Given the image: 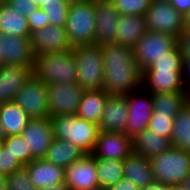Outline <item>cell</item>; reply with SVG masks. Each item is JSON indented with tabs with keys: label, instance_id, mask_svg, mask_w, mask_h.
I'll use <instances>...</instances> for the list:
<instances>
[{
	"label": "cell",
	"instance_id": "51",
	"mask_svg": "<svg viewBox=\"0 0 190 190\" xmlns=\"http://www.w3.org/2000/svg\"><path fill=\"white\" fill-rule=\"evenodd\" d=\"M5 137H6V134H5L4 128L0 124V141H2Z\"/></svg>",
	"mask_w": 190,
	"mask_h": 190
},
{
	"label": "cell",
	"instance_id": "50",
	"mask_svg": "<svg viewBox=\"0 0 190 190\" xmlns=\"http://www.w3.org/2000/svg\"><path fill=\"white\" fill-rule=\"evenodd\" d=\"M188 190H190V173L189 175L184 179L182 183Z\"/></svg>",
	"mask_w": 190,
	"mask_h": 190
},
{
	"label": "cell",
	"instance_id": "31",
	"mask_svg": "<svg viewBox=\"0 0 190 190\" xmlns=\"http://www.w3.org/2000/svg\"><path fill=\"white\" fill-rule=\"evenodd\" d=\"M124 160L96 159L99 187L109 188L124 177Z\"/></svg>",
	"mask_w": 190,
	"mask_h": 190
},
{
	"label": "cell",
	"instance_id": "44",
	"mask_svg": "<svg viewBox=\"0 0 190 190\" xmlns=\"http://www.w3.org/2000/svg\"><path fill=\"white\" fill-rule=\"evenodd\" d=\"M108 189L109 190H139V188L135 184H132V182L125 177H123L116 184L110 186Z\"/></svg>",
	"mask_w": 190,
	"mask_h": 190
},
{
	"label": "cell",
	"instance_id": "53",
	"mask_svg": "<svg viewBox=\"0 0 190 190\" xmlns=\"http://www.w3.org/2000/svg\"><path fill=\"white\" fill-rule=\"evenodd\" d=\"M90 190H109V189L105 188V187H95V188H92Z\"/></svg>",
	"mask_w": 190,
	"mask_h": 190
},
{
	"label": "cell",
	"instance_id": "34",
	"mask_svg": "<svg viewBox=\"0 0 190 190\" xmlns=\"http://www.w3.org/2000/svg\"><path fill=\"white\" fill-rule=\"evenodd\" d=\"M2 145L6 148V152L10 153L16 158L23 166L30 163L35 158L31 155L27 143L20 135L6 136L2 140Z\"/></svg>",
	"mask_w": 190,
	"mask_h": 190
},
{
	"label": "cell",
	"instance_id": "4",
	"mask_svg": "<svg viewBox=\"0 0 190 190\" xmlns=\"http://www.w3.org/2000/svg\"><path fill=\"white\" fill-rule=\"evenodd\" d=\"M74 59L77 66V83L84 90L103 89L104 62L102 48L98 45L74 46Z\"/></svg>",
	"mask_w": 190,
	"mask_h": 190
},
{
	"label": "cell",
	"instance_id": "37",
	"mask_svg": "<svg viewBox=\"0 0 190 190\" xmlns=\"http://www.w3.org/2000/svg\"><path fill=\"white\" fill-rule=\"evenodd\" d=\"M7 190H38L25 167L6 176Z\"/></svg>",
	"mask_w": 190,
	"mask_h": 190
},
{
	"label": "cell",
	"instance_id": "43",
	"mask_svg": "<svg viewBox=\"0 0 190 190\" xmlns=\"http://www.w3.org/2000/svg\"><path fill=\"white\" fill-rule=\"evenodd\" d=\"M173 8L184 17L190 12V0H169Z\"/></svg>",
	"mask_w": 190,
	"mask_h": 190
},
{
	"label": "cell",
	"instance_id": "13",
	"mask_svg": "<svg viewBox=\"0 0 190 190\" xmlns=\"http://www.w3.org/2000/svg\"><path fill=\"white\" fill-rule=\"evenodd\" d=\"M96 157L86 154L64 168V182L69 190H90L99 187Z\"/></svg>",
	"mask_w": 190,
	"mask_h": 190
},
{
	"label": "cell",
	"instance_id": "10",
	"mask_svg": "<svg viewBox=\"0 0 190 190\" xmlns=\"http://www.w3.org/2000/svg\"><path fill=\"white\" fill-rule=\"evenodd\" d=\"M84 91L77 82L48 85L49 118L60 115H76Z\"/></svg>",
	"mask_w": 190,
	"mask_h": 190
},
{
	"label": "cell",
	"instance_id": "1",
	"mask_svg": "<svg viewBox=\"0 0 190 190\" xmlns=\"http://www.w3.org/2000/svg\"><path fill=\"white\" fill-rule=\"evenodd\" d=\"M104 64L103 90L108 95H127L142 87V71L133 50L117 43L101 46Z\"/></svg>",
	"mask_w": 190,
	"mask_h": 190
},
{
	"label": "cell",
	"instance_id": "30",
	"mask_svg": "<svg viewBox=\"0 0 190 190\" xmlns=\"http://www.w3.org/2000/svg\"><path fill=\"white\" fill-rule=\"evenodd\" d=\"M151 96L153 110L157 113L169 114V116H176L190 99L189 92L151 93Z\"/></svg>",
	"mask_w": 190,
	"mask_h": 190
},
{
	"label": "cell",
	"instance_id": "23",
	"mask_svg": "<svg viewBox=\"0 0 190 190\" xmlns=\"http://www.w3.org/2000/svg\"><path fill=\"white\" fill-rule=\"evenodd\" d=\"M124 177L135 184L139 190L154 182L150 159L132 152L124 161Z\"/></svg>",
	"mask_w": 190,
	"mask_h": 190
},
{
	"label": "cell",
	"instance_id": "14",
	"mask_svg": "<svg viewBox=\"0 0 190 190\" xmlns=\"http://www.w3.org/2000/svg\"><path fill=\"white\" fill-rule=\"evenodd\" d=\"M30 43L33 54L38 56L44 53L72 51L66 28L47 25L30 33Z\"/></svg>",
	"mask_w": 190,
	"mask_h": 190
},
{
	"label": "cell",
	"instance_id": "48",
	"mask_svg": "<svg viewBox=\"0 0 190 190\" xmlns=\"http://www.w3.org/2000/svg\"><path fill=\"white\" fill-rule=\"evenodd\" d=\"M185 19V30L190 31V12L184 17Z\"/></svg>",
	"mask_w": 190,
	"mask_h": 190
},
{
	"label": "cell",
	"instance_id": "45",
	"mask_svg": "<svg viewBox=\"0 0 190 190\" xmlns=\"http://www.w3.org/2000/svg\"><path fill=\"white\" fill-rule=\"evenodd\" d=\"M140 190H171V185L160 184L154 181L152 184Z\"/></svg>",
	"mask_w": 190,
	"mask_h": 190
},
{
	"label": "cell",
	"instance_id": "7",
	"mask_svg": "<svg viewBox=\"0 0 190 190\" xmlns=\"http://www.w3.org/2000/svg\"><path fill=\"white\" fill-rule=\"evenodd\" d=\"M147 31L160 32L178 37L185 31V19L169 0H151L144 15Z\"/></svg>",
	"mask_w": 190,
	"mask_h": 190
},
{
	"label": "cell",
	"instance_id": "20",
	"mask_svg": "<svg viewBox=\"0 0 190 190\" xmlns=\"http://www.w3.org/2000/svg\"><path fill=\"white\" fill-rule=\"evenodd\" d=\"M24 167L38 190L64 182V168L47 162L44 158L34 159Z\"/></svg>",
	"mask_w": 190,
	"mask_h": 190
},
{
	"label": "cell",
	"instance_id": "6",
	"mask_svg": "<svg viewBox=\"0 0 190 190\" xmlns=\"http://www.w3.org/2000/svg\"><path fill=\"white\" fill-rule=\"evenodd\" d=\"M65 28L73 47L93 45L95 38L94 2L88 0L70 4Z\"/></svg>",
	"mask_w": 190,
	"mask_h": 190
},
{
	"label": "cell",
	"instance_id": "5",
	"mask_svg": "<svg viewBox=\"0 0 190 190\" xmlns=\"http://www.w3.org/2000/svg\"><path fill=\"white\" fill-rule=\"evenodd\" d=\"M150 163L155 182L165 185L180 184L190 173V152L172 146L151 158Z\"/></svg>",
	"mask_w": 190,
	"mask_h": 190
},
{
	"label": "cell",
	"instance_id": "38",
	"mask_svg": "<svg viewBox=\"0 0 190 190\" xmlns=\"http://www.w3.org/2000/svg\"><path fill=\"white\" fill-rule=\"evenodd\" d=\"M23 167L16 158L6 152V148L2 145L0 150V174L7 176Z\"/></svg>",
	"mask_w": 190,
	"mask_h": 190
},
{
	"label": "cell",
	"instance_id": "18",
	"mask_svg": "<svg viewBox=\"0 0 190 190\" xmlns=\"http://www.w3.org/2000/svg\"><path fill=\"white\" fill-rule=\"evenodd\" d=\"M128 114L127 95H109L98 124L99 131L124 132Z\"/></svg>",
	"mask_w": 190,
	"mask_h": 190
},
{
	"label": "cell",
	"instance_id": "33",
	"mask_svg": "<svg viewBox=\"0 0 190 190\" xmlns=\"http://www.w3.org/2000/svg\"><path fill=\"white\" fill-rule=\"evenodd\" d=\"M183 57L178 45L169 50L166 55L154 61L142 72H182Z\"/></svg>",
	"mask_w": 190,
	"mask_h": 190
},
{
	"label": "cell",
	"instance_id": "32",
	"mask_svg": "<svg viewBox=\"0 0 190 190\" xmlns=\"http://www.w3.org/2000/svg\"><path fill=\"white\" fill-rule=\"evenodd\" d=\"M48 16L49 25L66 27L69 3L65 0H34Z\"/></svg>",
	"mask_w": 190,
	"mask_h": 190
},
{
	"label": "cell",
	"instance_id": "46",
	"mask_svg": "<svg viewBox=\"0 0 190 190\" xmlns=\"http://www.w3.org/2000/svg\"><path fill=\"white\" fill-rule=\"evenodd\" d=\"M39 190H69V188L65 185V182H63V183L52 185L50 187L47 186Z\"/></svg>",
	"mask_w": 190,
	"mask_h": 190
},
{
	"label": "cell",
	"instance_id": "41",
	"mask_svg": "<svg viewBox=\"0 0 190 190\" xmlns=\"http://www.w3.org/2000/svg\"><path fill=\"white\" fill-rule=\"evenodd\" d=\"M177 45L183 58H190V31H183L177 37Z\"/></svg>",
	"mask_w": 190,
	"mask_h": 190
},
{
	"label": "cell",
	"instance_id": "17",
	"mask_svg": "<svg viewBox=\"0 0 190 190\" xmlns=\"http://www.w3.org/2000/svg\"><path fill=\"white\" fill-rule=\"evenodd\" d=\"M95 38L94 45L116 43L117 21L119 12L112 1L94 2Z\"/></svg>",
	"mask_w": 190,
	"mask_h": 190
},
{
	"label": "cell",
	"instance_id": "29",
	"mask_svg": "<svg viewBox=\"0 0 190 190\" xmlns=\"http://www.w3.org/2000/svg\"><path fill=\"white\" fill-rule=\"evenodd\" d=\"M171 145L190 152V99L174 118Z\"/></svg>",
	"mask_w": 190,
	"mask_h": 190
},
{
	"label": "cell",
	"instance_id": "39",
	"mask_svg": "<svg viewBox=\"0 0 190 190\" xmlns=\"http://www.w3.org/2000/svg\"><path fill=\"white\" fill-rule=\"evenodd\" d=\"M30 33L37 31L49 25L47 14L39 7H37L27 17Z\"/></svg>",
	"mask_w": 190,
	"mask_h": 190
},
{
	"label": "cell",
	"instance_id": "12",
	"mask_svg": "<svg viewBox=\"0 0 190 190\" xmlns=\"http://www.w3.org/2000/svg\"><path fill=\"white\" fill-rule=\"evenodd\" d=\"M132 152V138L125 133L99 131L90 154L96 159L125 160Z\"/></svg>",
	"mask_w": 190,
	"mask_h": 190
},
{
	"label": "cell",
	"instance_id": "49",
	"mask_svg": "<svg viewBox=\"0 0 190 190\" xmlns=\"http://www.w3.org/2000/svg\"><path fill=\"white\" fill-rule=\"evenodd\" d=\"M171 190H188L182 183L171 185Z\"/></svg>",
	"mask_w": 190,
	"mask_h": 190
},
{
	"label": "cell",
	"instance_id": "52",
	"mask_svg": "<svg viewBox=\"0 0 190 190\" xmlns=\"http://www.w3.org/2000/svg\"><path fill=\"white\" fill-rule=\"evenodd\" d=\"M65 1L69 4H73V3L84 2V1H88V0H65Z\"/></svg>",
	"mask_w": 190,
	"mask_h": 190
},
{
	"label": "cell",
	"instance_id": "11",
	"mask_svg": "<svg viewBox=\"0 0 190 190\" xmlns=\"http://www.w3.org/2000/svg\"><path fill=\"white\" fill-rule=\"evenodd\" d=\"M128 120L125 133L130 138L148 128L153 113V99L151 93L141 87L127 94Z\"/></svg>",
	"mask_w": 190,
	"mask_h": 190
},
{
	"label": "cell",
	"instance_id": "19",
	"mask_svg": "<svg viewBox=\"0 0 190 190\" xmlns=\"http://www.w3.org/2000/svg\"><path fill=\"white\" fill-rule=\"evenodd\" d=\"M33 73V66H0V104L14 102L26 80Z\"/></svg>",
	"mask_w": 190,
	"mask_h": 190
},
{
	"label": "cell",
	"instance_id": "55",
	"mask_svg": "<svg viewBox=\"0 0 190 190\" xmlns=\"http://www.w3.org/2000/svg\"><path fill=\"white\" fill-rule=\"evenodd\" d=\"M10 0H0V4L8 3Z\"/></svg>",
	"mask_w": 190,
	"mask_h": 190
},
{
	"label": "cell",
	"instance_id": "54",
	"mask_svg": "<svg viewBox=\"0 0 190 190\" xmlns=\"http://www.w3.org/2000/svg\"><path fill=\"white\" fill-rule=\"evenodd\" d=\"M93 2H107V1H112V0H92Z\"/></svg>",
	"mask_w": 190,
	"mask_h": 190
},
{
	"label": "cell",
	"instance_id": "26",
	"mask_svg": "<svg viewBox=\"0 0 190 190\" xmlns=\"http://www.w3.org/2000/svg\"><path fill=\"white\" fill-rule=\"evenodd\" d=\"M85 155L86 153L75 144L54 137L44 159L65 168Z\"/></svg>",
	"mask_w": 190,
	"mask_h": 190
},
{
	"label": "cell",
	"instance_id": "27",
	"mask_svg": "<svg viewBox=\"0 0 190 190\" xmlns=\"http://www.w3.org/2000/svg\"><path fill=\"white\" fill-rule=\"evenodd\" d=\"M30 118L15 102L0 104V124L6 136L21 135Z\"/></svg>",
	"mask_w": 190,
	"mask_h": 190
},
{
	"label": "cell",
	"instance_id": "3",
	"mask_svg": "<svg viewBox=\"0 0 190 190\" xmlns=\"http://www.w3.org/2000/svg\"><path fill=\"white\" fill-rule=\"evenodd\" d=\"M54 137L68 141L81 148L86 154L93 151L99 127L77 115H60L51 118Z\"/></svg>",
	"mask_w": 190,
	"mask_h": 190
},
{
	"label": "cell",
	"instance_id": "22",
	"mask_svg": "<svg viewBox=\"0 0 190 190\" xmlns=\"http://www.w3.org/2000/svg\"><path fill=\"white\" fill-rule=\"evenodd\" d=\"M116 29V43L132 49L147 32L146 19L141 15L120 14Z\"/></svg>",
	"mask_w": 190,
	"mask_h": 190
},
{
	"label": "cell",
	"instance_id": "25",
	"mask_svg": "<svg viewBox=\"0 0 190 190\" xmlns=\"http://www.w3.org/2000/svg\"><path fill=\"white\" fill-rule=\"evenodd\" d=\"M108 96L103 89L85 90L76 115L87 121L99 124Z\"/></svg>",
	"mask_w": 190,
	"mask_h": 190
},
{
	"label": "cell",
	"instance_id": "35",
	"mask_svg": "<svg viewBox=\"0 0 190 190\" xmlns=\"http://www.w3.org/2000/svg\"><path fill=\"white\" fill-rule=\"evenodd\" d=\"M175 117L176 116H169V114L157 113L153 110L148 129L154 130L155 133L161 136L170 138Z\"/></svg>",
	"mask_w": 190,
	"mask_h": 190
},
{
	"label": "cell",
	"instance_id": "9",
	"mask_svg": "<svg viewBox=\"0 0 190 190\" xmlns=\"http://www.w3.org/2000/svg\"><path fill=\"white\" fill-rule=\"evenodd\" d=\"M47 89L48 84L32 73L14 97V102L30 119L49 117Z\"/></svg>",
	"mask_w": 190,
	"mask_h": 190
},
{
	"label": "cell",
	"instance_id": "8",
	"mask_svg": "<svg viewBox=\"0 0 190 190\" xmlns=\"http://www.w3.org/2000/svg\"><path fill=\"white\" fill-rule=\"evenodd\" d=\"M177 45V37L160 32L147 31L132 48L134 60L141 71L166 55Z\"/></svg>",
	"mask_w": 190,
	"mask_h": 190
},
{
	"label": "cell",
	"instance_id": "36",
	"mask_svg": "<svg viewBox=\"0 0 190 190\" xmlns=\"http://www.w3.org/2000/svg\"><path fill=\"white\" fill-rule=\"evenodd\" d=\"M121 15L144 16L150 7L151 0H112Z\"/></svg>",
	"mask_w": 190,
	"mask_h": 190
},
{
	"label": "cell",
	"instance_id": "15",
	"mask_svg": "<svg viewBox=\"0 0 190 190\" xmlns=\"http://www.w3.org/2000/svg\"><path fill=\"white\" fill-rule=\"evenodd\" d=\"M20 136L35 159L44 158L54 138L51 118L30 119Z\"/></svg>",
	"mask_w": 190,
	"mask_h": 190
},
{
	"label": "cell",
	"instance_id": "40",
	"mask_svg": "<svg viewBox=\"0 0 190 190\" xmlns=\"http://www.w3.org/2000/svg\"><path fill=\"white\" fill-rule=\"evenodd\" d=\"M8 4L14 9V11H18L20 15L25 17L37 8L34 0H10Z\"/></svg>",
	"mask_w": 190,
	"mask_h": 190
},
{
	"label": "cell",
	"instance_id": "24",
	"mask_svg": "<svg viewBox=\"0 0 190 190\" xmlns=\"http://www.w3.org/2000/svg\"><path fill=\"white\" fill-rule=\"evenodd\" d=\"M132 144L133 151L147 159L162 154L172 147L170 138L161 136L148 128L133 137Z\"/></svg>",
	"mask_w": 190,
	"mask_h": 190
},
{
	"label": "cell",
	"instance_id": "2",
	"mask_svg": "<svg viewBox=\"0 0 190 190\" xmlns=\"http://www.w3.org/2000/svg\"><path fill=\"white\" fill-rule=\"evenodd\" d=\"M77 66L73 51H60L35 56L33 73L44 83L77 82Z\"/></svg>",
	"mask_w": 190,
	"mask_h": 190
},
{
	"label": "cell",
	"instance_id": "42",
	"mask_svg": "<svg viewBox=\"0 0 190 190\" xmlns=\"http://www.w3.org/2000/svg\"><path fill=\"white\" fill-rule=\"evenodd\" d=\"M181 75L184 87L190 93V58H183Z\"/></svg>",
	"mask_w": 190,
	"mask_h": 190
},
{
	"label": "cell",
	"instance_id": "28",
	"mask_svg": "<svg viewBox=\"0 0 190 190\" xmlns=\"http://www.w3.org/2000/svg\"><path fill=\"white\" fill-rule=\"evenodd\" d=\"M0 33L8 36L30 37L28 20L8 4H0Z\"/></svg>",
	"mask_w": 190,
	"mask_h": 190
},
{
	"label": "cell",
	"instance_id": "16",
	"mask_svg": "<svg viewBox=\"0 0 190 190\" xmlns=\"http://www.w3.org/2000/svg\"><path fill=\"white\" fill-rule=\"evenodd\" d=\"M33 54L29 37L8 36L0 33L1 65L34 66Z\"/></svg>",
	"mask_w": 190,
	"mask_h": 190
},
{
	"label": "cell",
	"instance_id": "21",
	"mask_svg": "<svg viewBox=\"0 0 190 190\" xmlns=\"http://www.w3.org/2000/svg\"><path fill=\"white\" fill-rule=\"evenodd\" d=\"M142 87L150 93L188 92L181 72H142Z\"/></svg>",
	"mask_w": 190,
	"mask_h": 190
},
{
	"label": "cell",
	"instance_id": "47",
	"mask_svg": "<svg viewBox=\"0 0 190 190\" xmlns=\"http://www.w3.org/2000/svg\"><path fill=\"white\" fill-rule=\"evenodd\" d=\"M0 190H7L6 189V176L0 174Z\"/></svg>",
	"mask_w": 190,
	"mask_h": 190
}]
</instances>
